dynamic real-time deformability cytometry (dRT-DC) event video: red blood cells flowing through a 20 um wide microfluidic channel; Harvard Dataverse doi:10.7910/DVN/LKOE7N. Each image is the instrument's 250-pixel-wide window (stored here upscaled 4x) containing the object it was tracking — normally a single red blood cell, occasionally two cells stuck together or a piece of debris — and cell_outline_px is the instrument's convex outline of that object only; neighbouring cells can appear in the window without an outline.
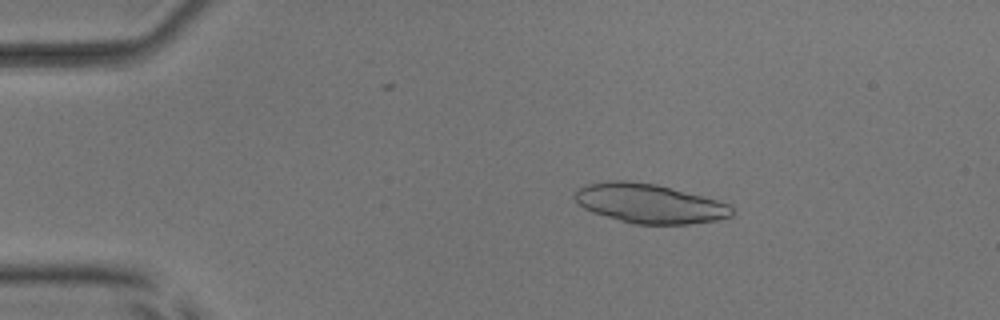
{"species": "common noctule bat (a hibernating species)", "species_latin": "Nyctalus noctula", "temperature_condition": "room temperature", "stored_images_in_passage": 54, "camera_frame_rate_fps": 3000, "um_per_image_px": 0.085, "animal": {"sex": "male", "body_mass_g": 17.9, "forearm_length_mm": 54.2}, "frame": {"image": 1, "passage_image": 10, "time_ms": 3.0, "image_size_px": [1000, 320], "cell_outline_px": [[732, 216], [716, 220], [688, 224], [632, 224], [592, 212], [584, 208], [572, 196], [580, 188], [588, 184], [616, 180], [628, 180], [656, 184], [716, 200], [728, 204], [732, 208]], "centroid_in_image_um": [55.18, 17.3], "position_along_channel_um": 29.8, "area_um2": 35.6}}
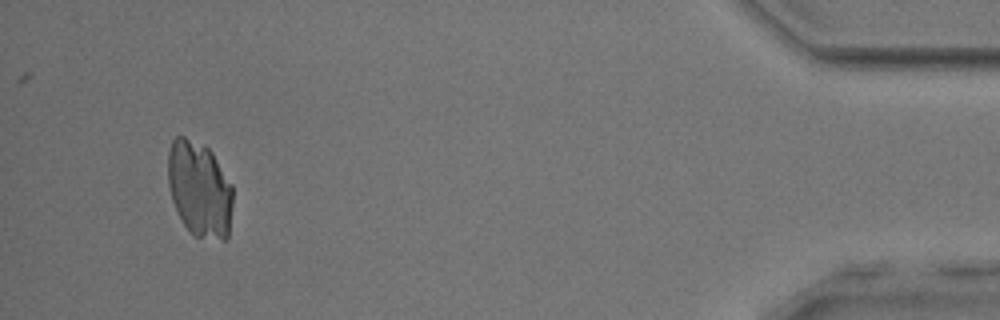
{"frame": {"image": 2, "passage_image": 51, "time_ms": 16.667, "image_size_px": [1000, 320], "cell_outline_px": [[232, 204], [228, 240], [224, 240], [196, 236], [184, 224], [172, 200], [168, 184], [168, 152], [172, 140], [176, 136], [184, 136], [208, 148], [212, 152], [232, 184]], "centroid_in_image_um": [16.97, 16.06], "position_along_channel_um": 418.2, "area_um2": 36.07}}